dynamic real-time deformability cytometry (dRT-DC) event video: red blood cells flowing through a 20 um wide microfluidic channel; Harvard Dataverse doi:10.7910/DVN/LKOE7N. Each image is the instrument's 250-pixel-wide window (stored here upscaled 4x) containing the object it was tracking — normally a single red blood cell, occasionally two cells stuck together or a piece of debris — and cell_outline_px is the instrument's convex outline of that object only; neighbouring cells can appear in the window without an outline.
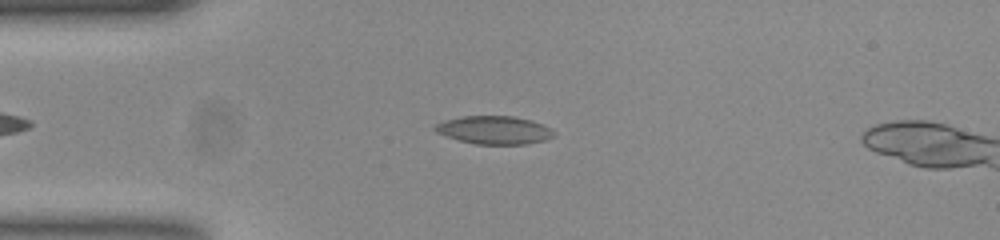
{"species": "common noctule bat (a hibernating species)", "species_latin": "Nyctalus noctula", "temperature_condition": "room temperature", "stored_images_in_passage": 47, "camera_frame_rate_fps": 3000, "um_per_image_px": 0.085, "animal": {"sex": "female", "body_mass_g": 23.0, "forearm_length_mm": 53.4}, "frame": {"image": 1, "passage_image": 12, "time_ms": 3.667, "image_size_px": [1000, 240], "cell_outline_px": [[556, 136], [544, 140], [528, 144], [476, 144], [460, 140], [436, 132], [432, 128], [436, 124], [444, 120], [460, 116], [512, 116], [532, 120], [552, 128], [556, 132]], "centroid_in_image_um": [42.05, 11.05], "position_along_channel_um": 43.0, "area_um2": 19.59}}
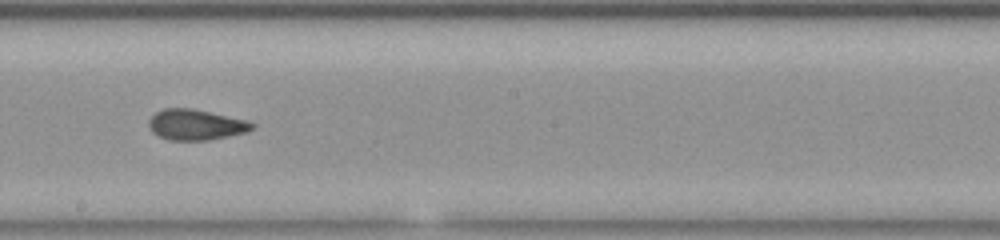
{"frame": {"image": 2, "passage_image": 28, "time_ms": 9.0, "image_size_px": [1000, 240], "cell_outline_px": [[256, 124], [252, 128], [244, 132], [228, 136], [208, 140], [168, 140], [152, 132], [148, 124], [148, 120], [156, 112], [164, 108], [192, 108], [248, 120]], "centroid_in_image_um": [16.63, 10.59], "position_along_channel_um": 231.6, "area_um2": 18.38}}
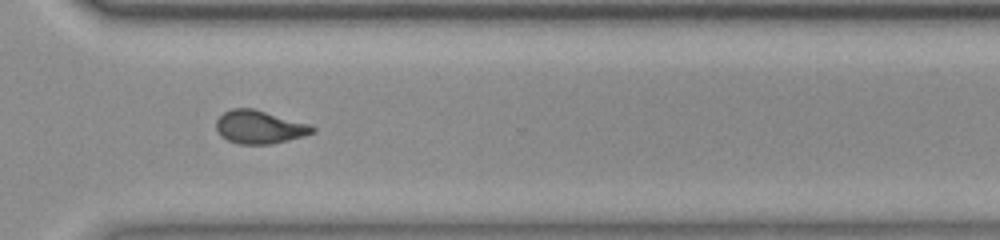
{"frame": {"image": 3, "passage_image": 37, "time_ms": 12.0, "image_size_px": [1000, 240], "cell_outline_px": [[316, 132], [304, 136], [268, 144], [240, 144], [228, 140], [220, 136], [216, 128], [216, 120], [224, 112], [232, 108], [252, 108], [312, 124], [316, 128]], "centroid_in_image_um": [22.08, 10.79], "position_along_channel_um": 348.5, "area_um2": 18.67}, "authors_computed_cell_mechanics": {"area_um2": 19.0162, "velocity_mm_per_s": 3.8947, "shape_relaxation_time_tau1_ms": null, "shape_relaxation_time_tau2_ms": 2.1019, "deformation_change_tau1": null, "deformation_change_tau2": 0.0868}}